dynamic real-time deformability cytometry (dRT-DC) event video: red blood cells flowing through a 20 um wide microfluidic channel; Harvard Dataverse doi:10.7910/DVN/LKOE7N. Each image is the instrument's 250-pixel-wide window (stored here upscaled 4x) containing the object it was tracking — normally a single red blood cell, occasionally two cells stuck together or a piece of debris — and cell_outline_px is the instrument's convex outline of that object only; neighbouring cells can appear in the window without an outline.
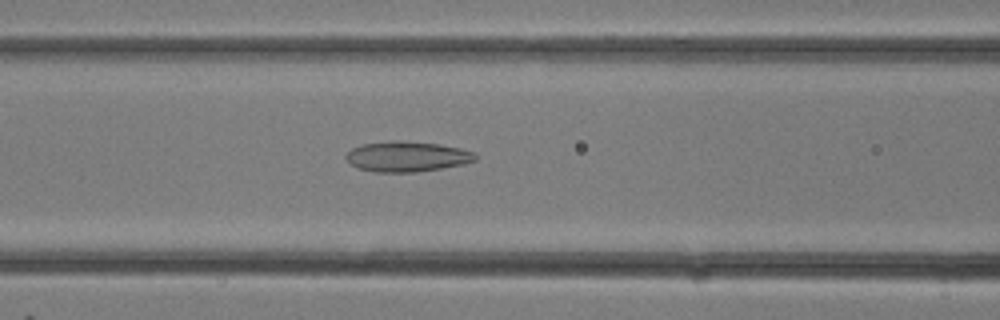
{"species": "common noctule bat (a hibernating species)", "species_latin": "Nyctalus noctula", "temperature_condition": "room temperature", "stored_images_in_passage": 30, "camera_frame_rate_fps": 3000, "um_per_image_px": 0.085, "animal": {"sex": "female"}, "frame": {"image": 1, "passage_image": 13, "time_ms": 4.0, "image_size_px": [1000, 320], "cell_outline_px": [[476, 160], [464, 164], [416, 172], [376, 172], [360, 168], [352, 164], [344, 156], [352, 148], [364, 144], [392, 140], [400, 140], [440, 144], [460, 148], [476, 152]], "centroid_in_image_um": [34.63, 13.29], "position_along_channel_um": 132.0, "area_um2": 22.77}}
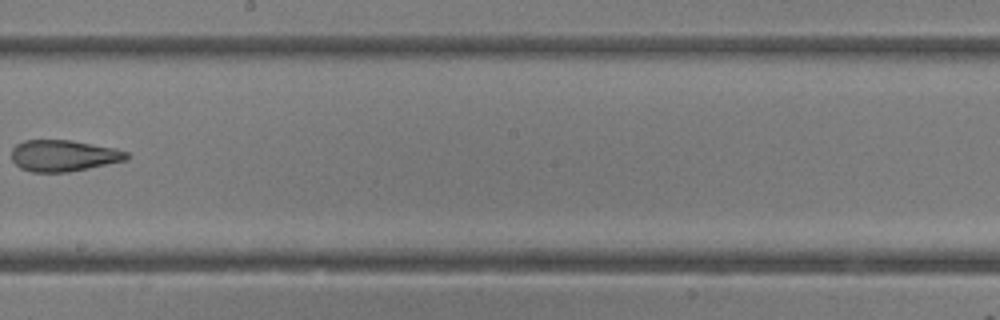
{"frame": {"image": 2, "passage_image": 18, "time_ms": 5.667, "image_size_px": [1000, 320], "cell_outline_px": [[132, 156], [128, 160], [68, 172], [32, 172], [20, 168], [12, 160], [12, 148], [16, 144], [24, 140], [72, 140], [116, 148], [128, 152]], "centroid_in_image_um": [5.44, 13.22], "position_along_channel_um": 242.8, "area_um2": 21.27}}
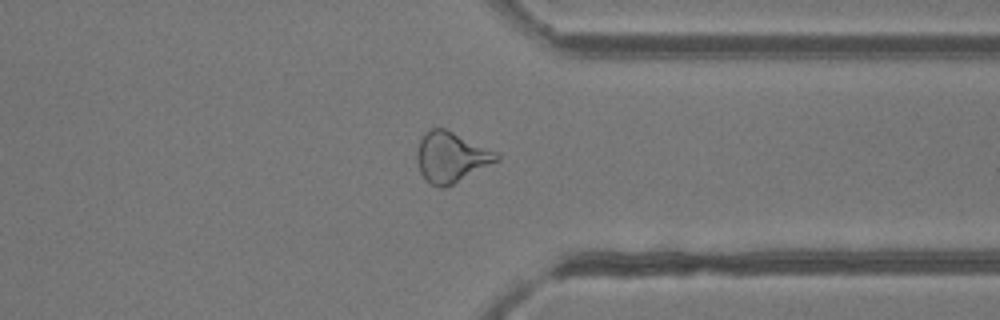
{"frame": {"image": 3, "passage_image": 24, "time_ms": 7.667, "image_size_px": [1000, 320], "cell_outline_px": [[500, 160], [444, 188], [440, 188], [432, 184], [420, 172], [416, 160], [416, 152], [420, 140], [424, 132], [432, 128], [444, 128], [496, 152], [500, 156]], "centroid_in_image_um": [38.32, 13.35], "position_along_channel_um": 373.1, "area_um2": 23.0}}